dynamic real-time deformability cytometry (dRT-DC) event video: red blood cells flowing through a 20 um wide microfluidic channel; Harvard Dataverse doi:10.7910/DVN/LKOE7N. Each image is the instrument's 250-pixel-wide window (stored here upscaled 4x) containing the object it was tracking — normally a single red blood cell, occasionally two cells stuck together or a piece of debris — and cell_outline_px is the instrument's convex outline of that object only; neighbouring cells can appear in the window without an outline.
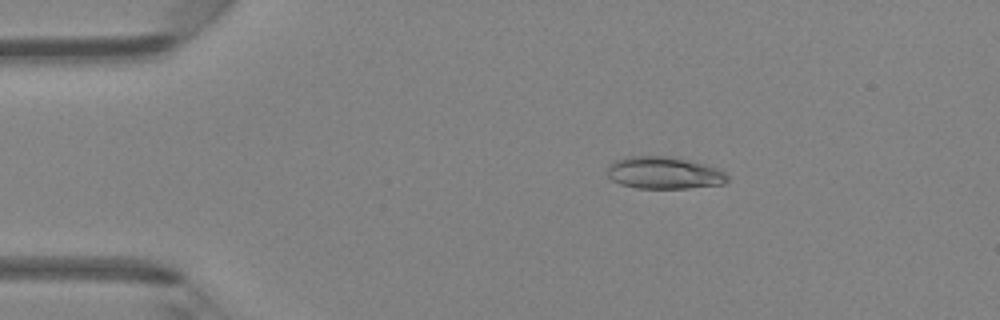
{"species": "Egyptian fruit bat (a non-hibernating species)", "species_latin": "Rousettus aegyptiacus", "temperature_condition": "room temperature", "stored_images_in_passage": 47, "camera_frame_rate_fps": 3000, "um_per_image_px": 0.085, "animal": {"sex": "female"}, "frame": {"image": 1, "passage_image": 8, "time_ms": 2.333, "image_size_px": [1000, 320], "cell_outline_px": [[728, 180], [724, 184], [688, 188], [636, 188], [620, 184], [612, 180], [608, 176], [608, 164], [616, 160], [628, 156], [676, 156], [720, 168], [728, 176]], "centroid_in_image_um": [56.47, 14.68], "position_along_channel_um": 28.5, "area_um2": 22.83}}
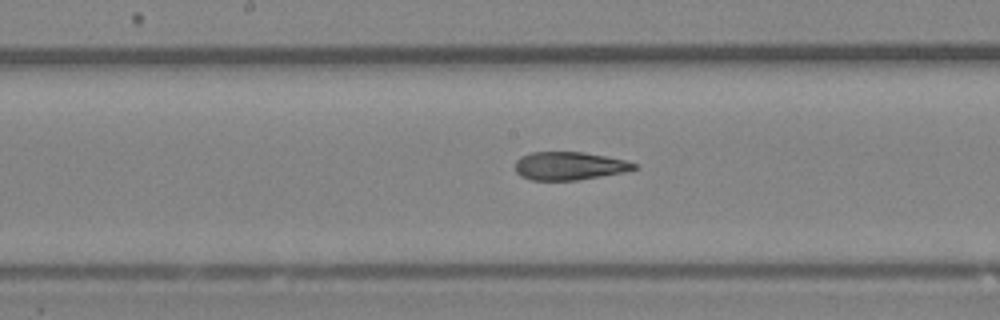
{"frame": {"image": 2, "passage_image": 24, "time_ms": 7.667, "image_size_px": [1000, 320], "cell_outline_px": [[636, 168], [624, 172], [576, 180], [532, 180], [520, 176], [516, 172], [516, 160], [520, 156], [532, 152], [584, 152], [624, 160], [636, 164]], "centroid_in_image_um": [48.34, 14.1], "position_along_channel_um": 199.9, "area_um2": 19.31}}
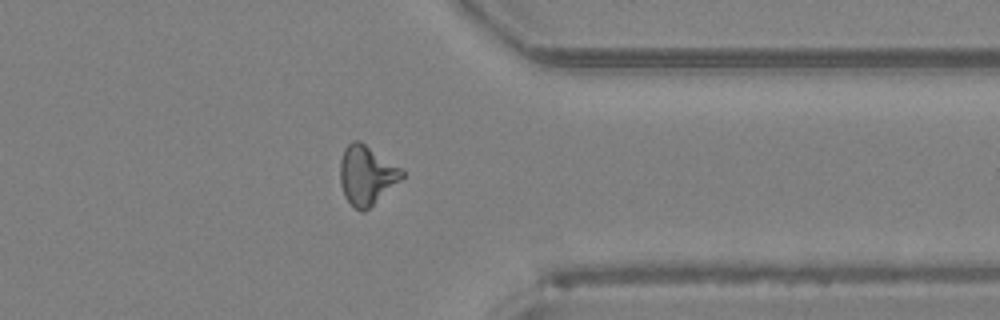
{"frame": {"image": 3, "passage_image": 37, "time_ms": 12.0, "image_size_px": [1000, 320], "cell_outline_px": [[404, 176], [400, 180], [364, 212], [356, 208], [344, 196], [340, 184], [340, 160], [344, 148], [352, 140], [360, 140], [404, 168]], "centroid_in_image_um": [31.17, 14.83], "position_along_channel_um": 380.2, "area_um2": 21.44}, "authors_computed_cell_mechanics": {"area_um2": 21.097, "velocity_mm_per_s": 4.3219, "shape_relaxation_time_tau1_ms": null, "shape_relaxation_time_tau2_ms": 2.5349, "deformation_change_tau1": null, "deformation_change_tau2": 0.1001}}